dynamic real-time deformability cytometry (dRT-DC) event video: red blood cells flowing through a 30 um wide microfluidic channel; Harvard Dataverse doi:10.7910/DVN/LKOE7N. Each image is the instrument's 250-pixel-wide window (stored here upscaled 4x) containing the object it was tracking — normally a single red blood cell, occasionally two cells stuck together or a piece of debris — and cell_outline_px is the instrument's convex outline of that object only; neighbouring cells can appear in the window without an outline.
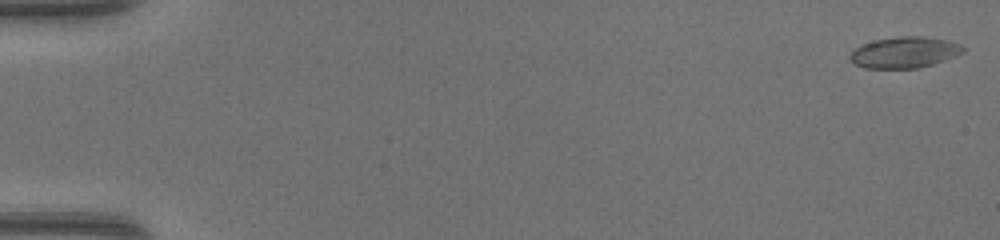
{"species": "common noctule bat (a hibernating species)", "species_latin": "Nyctalus noctula", "temperature_condition": "warm", "stored_images_in_passage": 50, "camera_frame_rate_fps": 3000, "um_per_image_px": 0.085, "animal": {"sex": "female", "body_mass_g": 17.0, "forearm_length_mm": 48.0}, "frame": {"image": 1, "passage_image": 1, "time_ms": 0.0, "image_size_px": [1000, 240], "cell_outline_px": [[964, 52], [944, 60], [920, 68], [864, 68], [856, 64], [848, 56], [860, 44], [876, 40], [900, 36], [920, 36], [948, 40], [960, 44], [964, 48]], "centroid_in_image_um": [76.88, 4.45], "position_along_channel_um": 8.1, "area_um2": 20.35}}
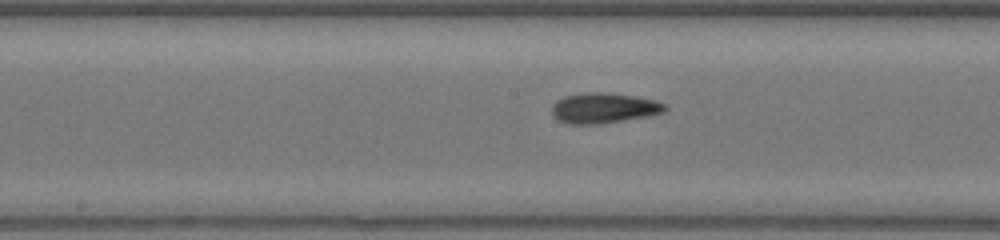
{"frame": {"image": 2, "passage_image": 26, "time_ms": 8.333, "image_size_px": [1000, 240], "cell_outline_px": [[668, 108], [664, 112], [648, 116], [600, 124], [568, 124], [560, 120], [552, 112], [552, 104], [556, 100], [564, 96], [584, 92], [608, 92], [636, 96], [656, 100], [668, 104]], "centroid_in_image_um": [51.36, 9.17], "position_along_channel_um": 196.8, "area_um2": 20.23}}
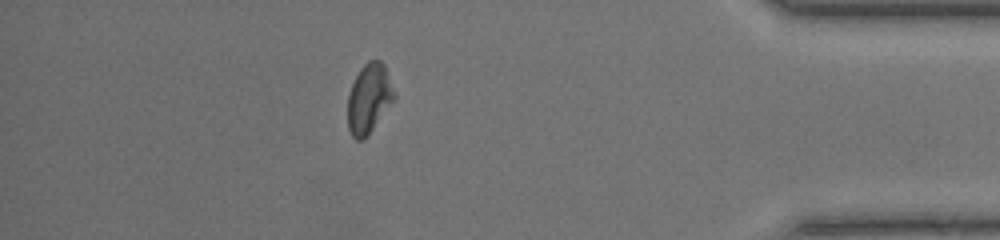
{"frame": {"image": 3, "passage_image": 43, "time_ms": 14.0, "image_size_px": [1000, 240], "cell_outline_px": [[396, 96], [368, 136], [364, 140], [356, 140], [352, 136], [348, 128], [348, 92], [360, 68], [368, 60], [380, 60], [384, 64]], "centroid_in_image_um": [31.35, 8.38], "position_along_channel_um": 403.9, "area_um2": 18.79}, "authors_computed_cell_mechanics": {"area_um2": 19.3052, "velocity_mm_per_s": 4.352, "shape_relaxation_time_tau1_ms": 4.4337, "shape_relaxation_time_tau2_ms": 3.3121, "deformation_change_tau1": 0.151, "deformation_change_tau2": 0.1137}}